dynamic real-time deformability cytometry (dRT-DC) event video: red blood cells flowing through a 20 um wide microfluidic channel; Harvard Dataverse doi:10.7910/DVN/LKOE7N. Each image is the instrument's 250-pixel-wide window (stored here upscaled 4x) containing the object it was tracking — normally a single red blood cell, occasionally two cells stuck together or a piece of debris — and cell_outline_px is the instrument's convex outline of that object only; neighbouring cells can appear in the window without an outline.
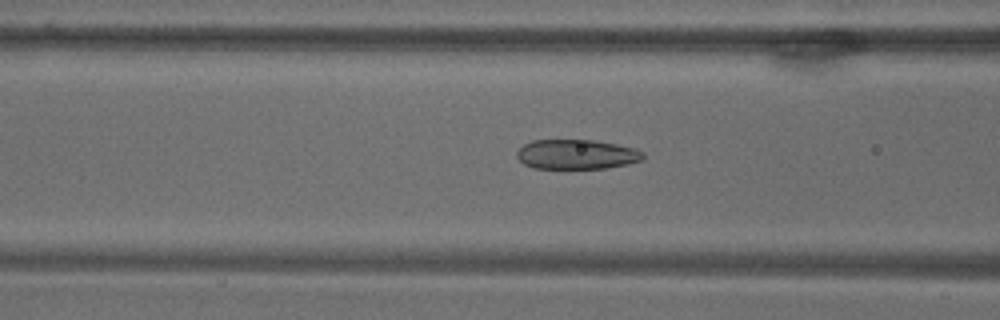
{"species": "common noctule bat (a hibernating species)", "species_latin": "Nyctalus noctula", "temperature_condition": "warm", "stored_images_in_passage": 64, "camera_frame_rate_fps": 3000, "um_per_image_px": 0.085, "animal": {"sex": "male", "body_mass_g": 18.8}, "frame": {"image": 1, "passage_image": 22, "time_ms": 7.0, "image_size_px": [1000, 320], "cell_outline_px": [[644, 160], [628, 164], [604, 168], [536, 168], [524, 164], [516, 156], [516, 152], [524, 144], [532, 140], [592, 140], [616, 144], [632, 148], [644, 152]], "centroid_in_image_um": [49.01, 13.12], "position_along_channel_um": 117.6, "area_um2": 21.73}}
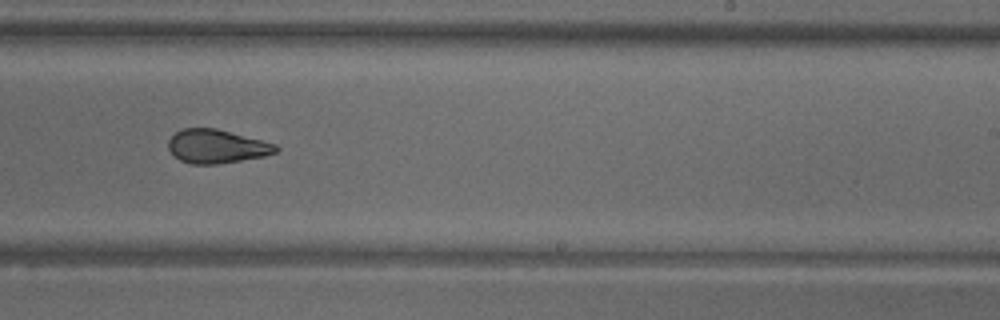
{"frame": {"image": 2, "passage_image": 38, "time_ms": 12.333, "image_size_px": [1000, 320], "cell_outline_px": [[280, 148], [276, 152], [264, 156], [216, 164], [192, 164], [180, 160], [168, 148], [168, 140], [176, 132], [184, 128], [216, 128], [276, 144]], "centroid_in_image_um": [18.41, 12.44], "position_along_channel_um": 270.6, "area_um2": 20.87}}
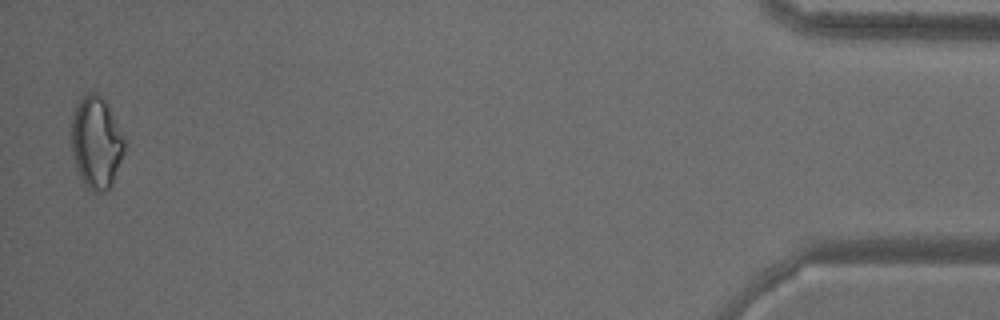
{"frame": {"image": 3, "passage_image": 63, "time_ms": 20.667, "image_size_px": [1000, 320], "cell_outline_px": [[124, 152], [112, 184], [104, 192], [92, 192], [84, 184], [80, 176], [72, 156], [72, 112], [80, 96], [88, 92], [96, 92], [104, 96], [124, 136]], "centroid_in_image_um": [8.17, 12.06], "position_along_channel_um": 427.0, "area_um2": 28.78}}